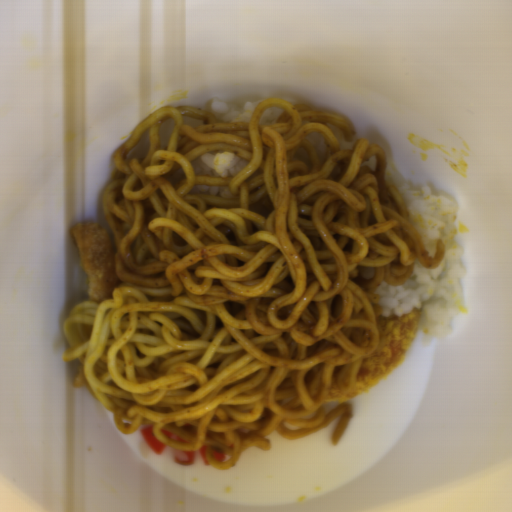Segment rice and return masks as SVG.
Instances as JSON below:
<instances>
[{
  "instance_id": "obj_1",
  "label": "rice",
  "mask_w": 512,
  "mask_h": 512,
  "mask_svg": "<svg viewBox=\"0 0 512 512\" xmlns=\"http://www.w3.org/2000/svg\"><path fill=\"white\" fill-rule=\"evenodd\" d=\"M395 186L430 257L436 253V240L445 243V256L437 267H425L417 257L412 274L400 285L383 280L374 290L383 309L378 316L394 317L414 308L420 310L417 330L426 346L434 337L442 339L452 334L453 317L469 315L460 284L467 274L461 261L464 245L455 243L457 231L453 227L459 205L452 198L437 195L431 187L416 190L403 183Z\"/></svg>"
},
{
  "instance_id": "obj_2",
  "label": "rice",
  "mask_w": 512,
  "mask_h": 512,
  "mask_svg": "<svg viewBox=\"0 0 512 512\" xmlns=\"http://www.w3.org/2000/svg\"><path fill=\"white\" fill-rule=\"evenodd\" d=\"M197 175L208 177H234L243 170L247 162L232 152L204 153L192 161Z\"/></svg>"
},
{
  "instance_id": "obj_3",
  "label": "rice",
  "mask_w": 512,
  "mask_h": 512,
  "mask_svg": "<svg viewBox=\"0 0 512 512\" xmlns=\"http://www.w3.org/2000/svg\"><path fill=\"white\" fill-rule=\"evenodd\" d=\"M261 102L251 101L239 105H233L220 99H213L208 111H210L222 123L249 122L252 111Z\"/></svg>"
},
{
  "instance_id": "obj_4",
  "label": "rice",
  "mask_w": 512,
  "mask_h": 512,
  "mask_svg": "<svg viewBox=\"0 0 512 512\" xmlns=\"http://www.w3.org/2000/svg\"><path fill=\"white\" fill-rule=\"evenodd\" d=\"M193 193L211 195L213 197L230 198L233 196L227 185H198L192 189Z\"/></svg>"
},
{
  "instance_id": "obj_5",
  "label": "rice",
  "mask_w": 512,
  "mask_h": 512,
  "mask_svg": "<svg viewBox=\"0 0 512 512\" xmlns=\"http://www.w3.org/2000/svg\"><path fill=\"white\" fill-rule=\"evenodd\" d=\"M307 141L310 142L316 152L320 167L324 163L328 153V144L323 135L318 133H310L306 136Z\"/></svg>"
},
{
  "instance_id": "obj_6",
  "label": "rice",
  "mask_w": 512,
  "mask_h": 512,
  "mask_svg": "<svg viewBox=\"0 0 512 512\" xmlns=\"http://www.w3.org/2000/svg\"><path fill=\"white\" fill-rule=\"evenodd\" d=\"M284 112L285 108L270 105L264 110L259 123L262 125H274Z\"/></svg>"
}]
</instances>
